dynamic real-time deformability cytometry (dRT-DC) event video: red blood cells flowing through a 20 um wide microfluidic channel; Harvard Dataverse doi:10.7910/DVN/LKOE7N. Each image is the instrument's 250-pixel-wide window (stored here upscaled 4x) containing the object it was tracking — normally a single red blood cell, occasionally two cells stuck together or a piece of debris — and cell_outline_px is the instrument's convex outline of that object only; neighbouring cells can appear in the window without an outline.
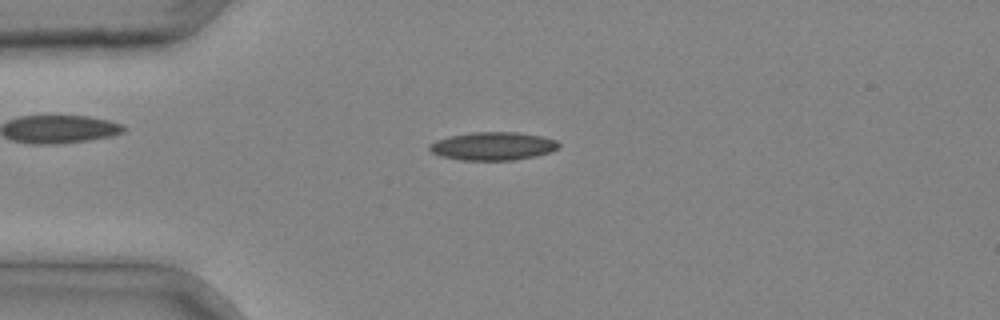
{"species": "common noctule bat (a hibernating species)", "species_latin": "Nyctalus noctula", "temperature_condition": "cold", "stored_images_in_passage": 31, "camera_frame_rate_fps": 3000, "um_per_image_px": 0.085, "animal": {"sex": "male", "body_mass_g": 20.4}, "frame": {"image": 1, "passage_image": 5, "time_ms": 1.333, "image_size_px": [1000, 320], "cell_outline_px": [[560, 148], [536, 156], [512, 160], [460, 160], [440, 156], [432, 152], [428, 148], [428, 144], [436, 140], [448, 136], [472, 132], [516, 132], [540, 136], [556, 140], [560, 144]], "centroid_in_image_um": [41.87, 12.42], "position_along_channel_um": 43.1, "area_um2": 21.27}}
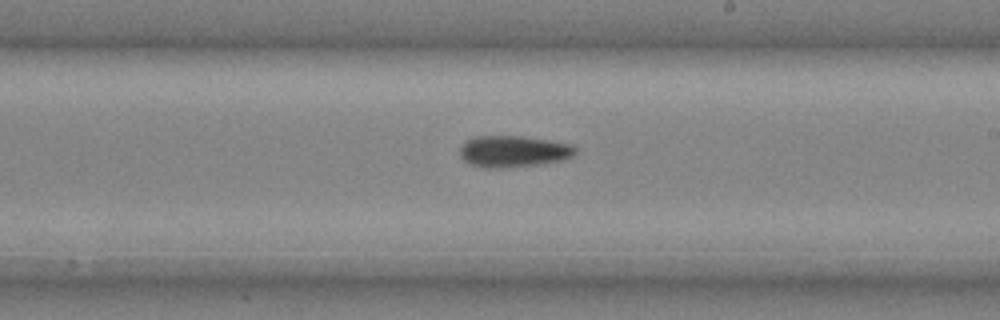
{"frame": {"image": 2, "passage_image": 18, "time_ms": 5.667, "image_size_px": [1000, 320], "cell_outline_px": [[576, 152], [572, 156], [564, 160], [540, 164], [500, 168], [484, 168], [468, 164], [460, 156], [460, 148], [468, 140], [476, 136], [520, 136], [552, 140], [572, 144], [576, 148]], "centroid_in_image_um": [43.66, 12.87], "position_along_channel_um": 245.3, "area_um2": 21.33}}
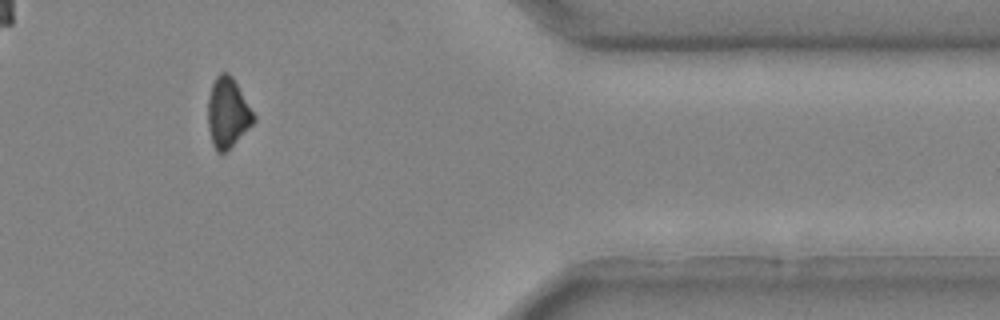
{"frame": {"image": 3, "passage_image": 28, "time_ms": 9.0, "image_size_px": [1000, 320], "cell_outline_px": [[256, 120], [224, 152], [216, 152], [212, 144], [208, 128], [208, 100], [212, 84], [216, 76], [220, 72], [228, 72], [232, 76], [256, 116]], "centroid_in_image_um": [19.34, 9.55], "position_along_channel_um": 392.1, "area_um2": 18.38}}